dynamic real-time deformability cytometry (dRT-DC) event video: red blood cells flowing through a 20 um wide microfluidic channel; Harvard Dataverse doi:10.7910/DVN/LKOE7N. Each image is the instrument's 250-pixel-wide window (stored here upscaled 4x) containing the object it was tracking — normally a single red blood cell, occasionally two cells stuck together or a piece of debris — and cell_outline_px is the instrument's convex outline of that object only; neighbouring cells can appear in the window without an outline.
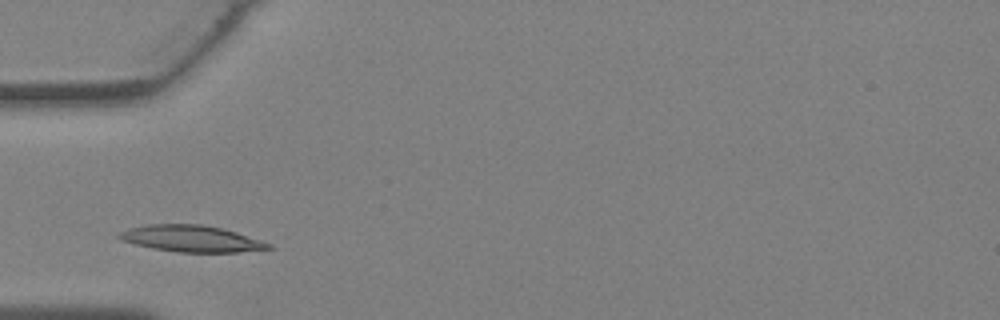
{"species": "Egyptian fruit bat (a non-hibernating species)", "species_latin": "Rousettus aegyptiacus", "temperature_condition": "warm", "stored_images_in_passage": 21, "camera_frame_rate_fps": 3000, "um_per_image_px": 0.085, "animal": {"sex": "female"}, "frame": {"image": 1, "passage_image": 3, "time_ms": 0.667, "image_size_px": [1000, 320], "cell_outline_px": [[276, 248], [236, 252], [176, 252], [152, 248], [120, 240], [116, 236], [120, 232], [128, 228], [148, 224], [204, 224], [236, 232], [272, 244]], "centroid_in_image_um": [16.25, 20.28], "position_along_channel_um": 68.7, "area_um2": 23.06}}
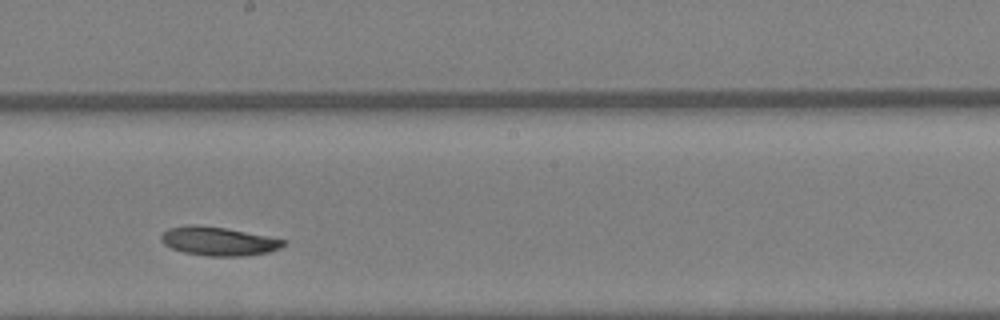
{"frame": {"image": 2, "passage_image": 12, "time_ms": 3.667, "image_size_px": [1000, 320], "cell_outline_px": [[288, 240], [280, 248], [268, 252], [244, 256], [208, 256], [184, 252], [172, 248], [164, 244], [160, 240], [160, 236], [168, 228], [188, 224], [196, 224], [224, 228]], "centroid_in_image_um": [18.54, 20.5], "position_along_channel_um": 229.7, "area_um2": 20.4}}
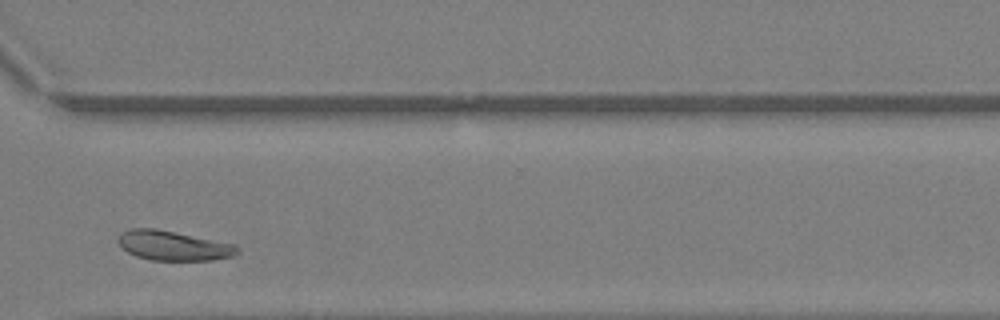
{"frame": {"image": 3, "passage_image": 19, "time_ms": 6.0, "image_size_px": [1000, 320], "cell_outline_px": [[240, 252], [232, 256], [212, 260], [152, 260], [136, 256], [120, 248], [116, 240], [120, 232], [128, 228], [152, 228], [236, 244], [240, 248]], "centroid_in_image_um": [14.69, 20.88], "position_along_channel_um": 355.9, "area_um2": 20.69}}